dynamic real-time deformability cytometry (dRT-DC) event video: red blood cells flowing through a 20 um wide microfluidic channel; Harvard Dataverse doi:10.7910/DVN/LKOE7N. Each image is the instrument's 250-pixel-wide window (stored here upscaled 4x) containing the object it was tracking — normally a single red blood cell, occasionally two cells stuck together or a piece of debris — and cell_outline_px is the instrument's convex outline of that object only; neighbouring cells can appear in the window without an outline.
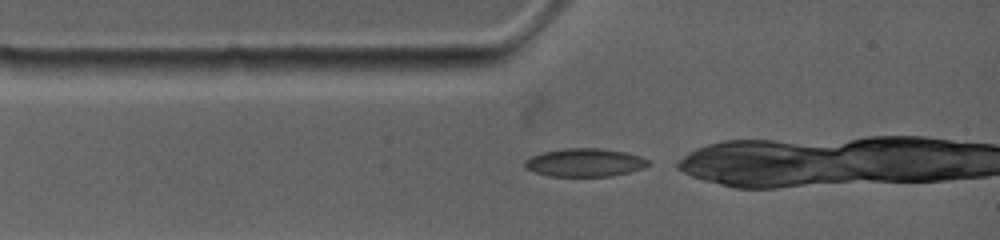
{"species": "common noctule bat (a hibernating species)", "species_latin": "Nyctalus noctula", "temperature_condition": "warm", "stored_images_in_passage": 5, "camera_frame_rate_fps": 4500, "um_per_image_px": 0.085, "animal": {"sex": "female", "body_mass_g": 19.0, "forearm_length_mm": 53.3}, "frame": {"image": 1, "passage_image": 1, "time_ms": 0.0, "image_size_px": [1000, 240], "cell_outline_px": [[652, 164], [644, 168], [612, 176], [548, 176], [524, 168], [524, 160], [540, 152], [564, 148], [600, 148], [624, 152], [640, 156], [648, 160]], "centroid_in_image_um": [49.69, 13.81], "position_along_channel_um": 35.3, "area_um2": 20.4}}